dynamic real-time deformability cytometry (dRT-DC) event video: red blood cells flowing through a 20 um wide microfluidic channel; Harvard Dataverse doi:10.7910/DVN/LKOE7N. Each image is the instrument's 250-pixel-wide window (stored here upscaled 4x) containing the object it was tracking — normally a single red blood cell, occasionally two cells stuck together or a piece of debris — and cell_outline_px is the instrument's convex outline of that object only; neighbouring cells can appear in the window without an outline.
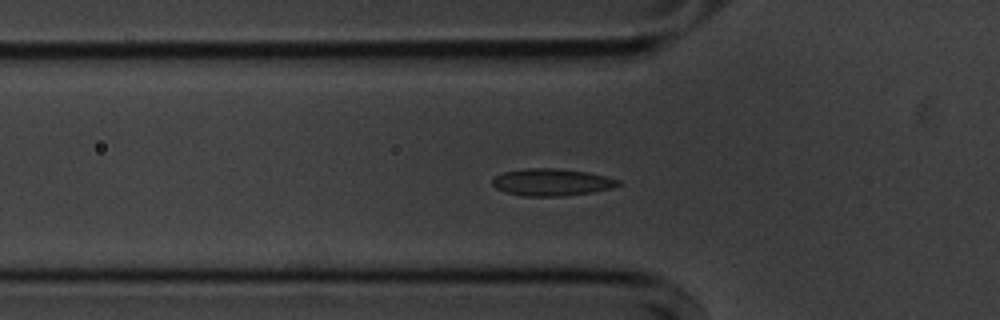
{"species": "common noctule bat (a hibernating species)", "species_latin": "Nyctalus noctula", "temperature_condition": "cold", "stored_images_in_passage": 42, "camera_frame_rate_fps": 3000, "um_per_image_px": 0.085, "animal": {"sex": "male", "body_mass_g": 20.1, "forearm_length_mm": 53.5}, "frame": {"image": 1, "passage_image": 4, "time_ms": 1.0, "image_size_px": [1000, 320], "cell_outline_px": [[620, 184], [612, 188], [592, 192], [560, 196], [524, 196], [504, 192], [496, 188], [492, 184], [492, 180], [496, 176], [504, 172], [524, 168], [556, 168], [588, 172], [620, 180]], "centroid_in_image_um": [46.88, 15.48], "position_along_channel_um": 78.9, "area_um2": 19.83}}
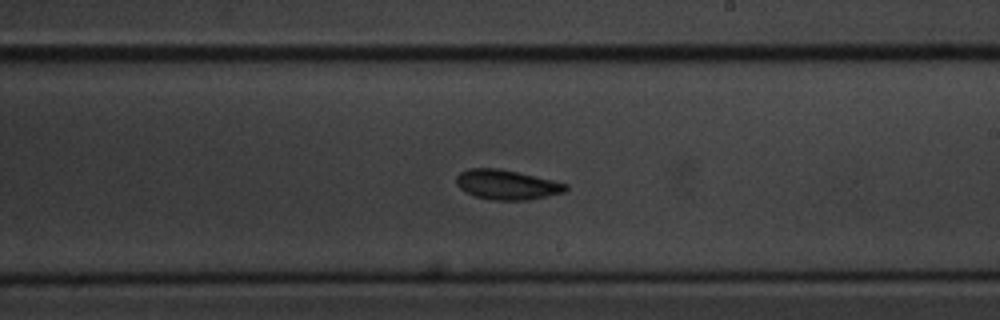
{"frame": {"image": 2, "passage_image": 18, "time_ms": 5.667, "image_size_px": [1000, 320], "cell_outline_px": [[568, 188], [564, 192], [528, 200], [492, 200], [476, 196], [464, 192], [456, 184], [456, 176], [460, 172], [468, 168], [496, 168], [516, 172], [552, 180], [568, 184]], "centroid_in_image_um": [43.04, 15.7], "position_along_channel_um": 246.0, "area_um2": 18.84}}
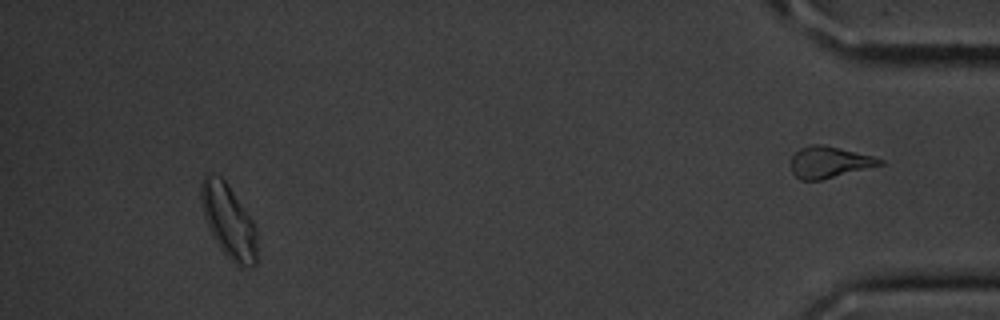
{"frame": {"image": 3, "passage_image": 38, "time_ms": 12.333, "image_size_px": [1000, 320], "cell_outline_px": [[256, 264], [244, 268], [240, 268], [220, 248], [212, 236], [208, 228], [204, 216], [200, 196], [200, 184], [204, 176], [220, 176], [224, 180], [252, 220], [256, 228]], "centroid_in_image_um": [19.42, 18.83], "position_along_channel_um": 415.8, "area_um2": 23.52}, "authors_computed_cell_mechanics": {"area_um2": 19.2763, "velocity_mm_per_s": 3.5677, "shape_relaxation_time_tau1_ms": null, "shape_relaxation_time_tau2_ms": 6.974, "deformation_change_tau1": null, "deformation_change_tau2": 0.0778}}